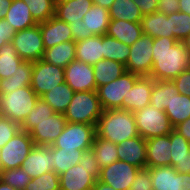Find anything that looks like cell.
I'll return each instance as SVG.
<instances>
[{"mask_svg": "<svg viewBox=\"0 0 190 190\" xmlns=\"http://www.w3.org/2000/svg\"><path fill=\"white\" fill-rule=\"evenodd\" d=\"M153 67L150 76L154 80H173L184 70L190 69V51L174 38H153Z\"/></svg>", "mask_w": 190, "mask_h": 190, "instance_id": "obj_1", "label": "cell"}, {"mask_svg": "<svg viewBox=\"0 0 190 190\" xmlns=\"http://www.w3.org/2000/svg\"><path fill=\"white\" fill-rule=\"evenodd\" d=\"M96 135L114 144L138 136L134 113L123 109L103 110Z\"/></svg>", "mask_w": 190, "mask_h": 190, "instance_id": "obj_2", "label": "cell"}, {"mask_svg": "<svg viewBox=\"0 0 190 190\" xmlns=\"http://www.w3.org/2000/svg\"><path fill=\"white\" fill-rule=\"evenodd\" d=\"M99 175L100 168L91 148L84 151L77 165L59 175L60 190H92Z\"/></svg>", "mask_w": 190, "mask_h": 190, "instance_id": "obj_3", "label": "cell"}, {"mask_svg": "<svg viewBox=\"0 0 190 190\" xmlns=\"http://www.w3.org/2000/svg\"><path fill=\"white\" fill-rule=\"evenodd\" d=\"M103 108L98 98L97 91H79L68 105L64 116L69 123H82L97 125L102 115Z\"/></svg>", "mask_w": 190, "mask_h": 190, "instance_id": "obj_4", "label": "cell"}, {"mask_svg": "<svg viewBox=\"0 0 190 190\" xmlns=\"http://www.w3.org/2000/svg\"><path fill=\"white\" fill-rule=\"evenodd\" d=\"M38 99L31 86L15 89L11 93H0V116L21 125Z\"/></svg>", "mask_w": 190, "mask_h": 190, "instance_id": "obj_5", "label": "cell"}, {"mask_svg": "<svg viewBox=\"0 0 190 190\" xmlns=\"http://www.w3.org/2000/svg\"><path fill=\"white\" fill-rule=\"evenodd\" d=\"M134 116L138 135L145 140L168 135L174 129L165 111L157 110L151 104L135 111Z\"/></svg>", "mask_w": 190, "mask_h": 190, "instance_id": "obj_6", "label": "cell"}, {"mask_svg": "<svg viewBox=\"0 0 190 190\" xmlns=\"http://www.w3.org/2000/svg\"><path fill=\"white\" fill-rule=\"evenodd\" d=\"M140 76L129 71L124 72L119 78L97 88L103 110L122 109V102L127 98L130 89L133 88Z\"/></svg>", "mask_w": 190, "mask_h": 190, "instance_id": "obj_7", "label": "cell"}, {"mask_svg": "<svg viewBox=\"0 0 190 190\" xmlns=\"http://www.w3.org/2000/svg\"><path fill=\"white\" fill-rule=\"evenodd\" d=\"M95 136V125L67 122L62 133L51 145V148H74L86 151L92 148Z\"/></svg>", "mask_w": 190, "mask_h": 190, "instance_id": "obj_8", "label": "cell"}, {"mask_svg": "<svg viewBox=\"0 0 190 190\" xmlns=\"http://www.w3.org/2000/svg\"><path fill=\"white\" fill-rule=\"evenodd\" d=\"M11 43L18 56L24 61L36 62L44 56L45 48L39 23L27 29L16 31Z\"/></svg>", "mask_w": 190, "mask_h": 190, "instance_id": "obj_9", "label": "cell"}, {"mask_svg": "<svg viewBox=\"0 0 190 190\" xmlns=\"http://www.w3.org/2000/svg\"><path fill=\"white\" fill-rule=\"evenodd\" d=\"M34 145L29 132L20 130L0 149V170L20 167Z\"/></svg>", "mask_w": 190, "mask_h": 190, "instance_id": "obj_10", "label": "cell"}, {"mask_svg": "<svg viewBox=\"0 0 190 190\" xmlns=\"http://www.w3.org/2000/svg\"><path fill=\"white\" fill-rule=\"evenodd\" d=\"M64 82V68L46 63L42 59L32 62L30 86L39 97Z\"/></svg>", "mask_w": 190, "mask_h": 190, "instance_id": "obj_11", "label": "cell"}, {"mask_svg": "<svg viewBox=\"0 0 190 190\" xmlns=\"http://www.w3.org/2000/svg\"><path fill=\"white\" fill-rule=\"evenodd\" d=\"M153 38L142 36L130 46V54L125 65L126 71L139 76H150L153 67Z\"/></svg>", "mask_w": 190, "mask_h": 190, "instance_id": "obj_12", "label": "cell"}, {"mask_svg": "<svg viewBox=\"0 0 190 190\" xmlns=\"http://www.w3.org/2000/svg\"><path fill=\"white\" fill-rule=\"evenodd\" d=\"M140 169L124 160H117L100 169L99 181L112 186L116 190H129Z\"/></svg>", "mask_w": 190, "mask_h": 190, "instance_id": "obj_13", "label": "cell"}, {"mask_svg": "<svg viewBox=\"0 0 190 190\" xmlns=\"http://www.w3.org/2000/svg\"><path fill=\"white\" fill-rule=\"evenodd\" d=\"M64 79L74 92L96 90L93 65L77 59L64 68Z\"/></svg>", "mask_w": 190, "mask_h": 190, "instance_id": "obj_14", "label": "cell"}, {"mask_svg": "<svg viewBox=\"0 0 190 190\" xmlns=\"http://www.w3.org/2000/svg\"><path fill=\"white\" fill-rule=\"evenodd\" d=\"M67 120L64 113H54L43 121L37 122L36 126L29 131L35 145L51 146L62 133Z\"/></svg>", "mask_w": 190, "mask_h": 190, "instance_id": "obj_15", "label": "cell"}, {"mask_svg": "<svg viewBox=\"0 0 190 190\" xmlns=\"http://www.w3.org/2000/svg\"><path fill=\"white\" fill-rule=\"evenodd\" d=\"M148 169L152 178L153 190H187L185 187L189 186V173H179L171 166Z\"/></svg>", "mask_w": 190, "mask_h": 190, "instance_id": "obj_16", "label": "cell"}, {"mask_svg": "<svg viewBox=\"0 0 190 190\" xmlns=\"http://www.w3.org/2000/svg\"><path fill=\"white\" fill-rule=\"evenodd\" d=\"M119 160H124L139 169L146 168L147 147L146 140L140 135L116 144Z\"/></svg>", "mask_w": 190, "mask_h": 190, "instance_id": "obj_17", "label": "cell"}, {"mask_svg": "<svg viewBox=\"0 0 190 190\" xmlns=\"http://www.w3.org/2000/svg\"><path fill=\"white\" fill-rule=\"evenodd\" d=\"M53 163L51 146L34 145L20 167L34 178L53 171Z\"/></svg>", "mask_w": 190, "mask_h": 190, "instance_id": "obj_18", "label": "cell"}, {"mask_svg": "<svg viewBox=\"0 0 190 190\" xmlns=\"http://www.w3.org/2000/svg\"><path fill=\"white\" fill-rule=\"evenodd\" d=\"M153 84L154 79L151 76H140L130 89L127 98L123 99L122 109L134 113L149 105Z\"/></svg>", "mask_w": 190, "mask_h": 190, "instance_id": "obj_19", "label": "cell"}, {"mask_svg": "<svg viewBox=\"0 0 190 190\" xmlns=\"http://www.w3.org/2000/svg\"><path fill=\"white\" fill-rule=\"evenodd\" d=\"M39 26L45 49L51 48L61 42L73 41L69 24L60 20L55 15L47 21L40 22Z\"/></svg>", "mask_w": 190, "mask_h": 190, "instance_id": "obj_20", "label": "cell"}, {"mask_svg": "<svg viewBox=\"0 0 190 190\" xmlns=\"http://www.w3.org/2000/svg\"><path fill=\"white\" fill-rule=\"evenodd\" d=\"M146 147V168L170 166L171 140L169 134L146 140Z\"/></svg>", "mask_w": 190, "mask_h": 190, "instance_id": "obj_21", "label": "cell"}, {"mask_svg": "<svg viewBox=\"0 0 190 190\" xmlns=\"http://www.w3.org/2000/svg\"><path fill=\"white\" fill-rule=\"evenodd\" d=\"M141 22L110 19L106 35L113 37L129 46L142 36Z\"/></svg>", "mask_w": 190, "mask_h": 190, "instance_id": "obj_22", "label": "cell"}, {"mask_svg": "<svg viewBox=\"0 0 190 190\" xmlns=\"http://www.w3.org/2000/svg\"><path fill=\"white\" fill-rule=\"evenodd\" d=\"M76 43V59L90 65L104 59L103 35H93Z\"/></svg>", "mask_w": 190, "mask_h": 190, "instance_id": "obj_23", "label": "cell"}, {"mask_svg": "<svg viewBox=\"0 0 190 190\" xmlns=\"http://www.w3.org/2000/svg\"><path fill=\"white\" fill-rule=\"evenodd\" d=\"M82 21L84 22L87 38L93 35H106L110 23L108 9L93 4L89 11L84 14Z\"/></svg>", "mask_w": 190, "mask_h": 190, "instance_id": "obj_24", "label": "cell"}, {"mask_svg": "<svg viewBox=\"0 0 190 190\" xmlns=\"http://www.w3.org/2000/svg\"><path fill=\"white\" fill-rule=\"evenodd\" d=\"M92 5V0H70L56 6L55 16L68 24L77 23Z\"/></svg>", "mask_w": 190, "mask_h": 190, "instance_id": "obj_25", "label": "cell"}, {"mask_svg": "<svg viewBox=\"0 0 190 190\" xmlns=\"http://www.w3.org/2000/svg\"><path fill=\"white\" fill-rule=\"evenodd\" d=\"M141 27L143 34L152 38H173V33H170L169 18L165 14L154 12L148 15H143Z\"/></svg>", "mask_w": 190, "mask_h": 190, "instance_id": "obj_26", "label": "cell"}, {"mask_svg": "<svg viewBox=\"0 0 190 190\" xmlns=\"http://www.w3.org/2000/svg\"><path fill=\"white\" fill-rule=\"evenodd\" d=\"M76 43L74 41L61 42L51 48L45 49L42 60L46 63L65 68L76 59Z\"/></svg>", "mask_w": 190, "mask_h": 190, "instance_id": "obj_27", "label": "cell"}, {"mask_svg": "<svg viewBox=\"0 0 190 190\" xmlns=\"http://www.w3.org/2000/svg\"><path fill=\"white\" fill-rule=\"evenodd\" d=\"M96 90L99 86L110 83L126 72L125 65L121 62L102 59L93 65Z\"/></svg>", "mask_w": 190, "mask_h": 190, "instance_id": "obj_28", "label": "cell"}, {"mask_svg": "<svg viewBox=\"0 0 190 190\" xmlns=\"http://www.w3.org/2000/svg\"><path fill=\"white\" fill-rule=\"evenodd\" d=\"M5 19L14 27L15 31H21L38 24L31 15L28 5L22 0H13Z\"/></svg>", "mask_w": 190, "mask_h": 190, "instance_id": "obj_29", "label": "cell"}, {"mask_svg": "<svg viewBox=\"0 0 190 190\" xmlns=\"http://www.w3.org/2000/svg\"><path fill=\"white\" fill-rule=\"evenodd\" d=\"M74 93V90L64 82L55 86L54 89L49 90L40 98L48 103L55 112L64 113L70 104Z\"/></svg>", "mask_w": 190, "mask_h": 190, "instance_id": "obj_30", "label": "cell"}, {"mask_svg": "<svg viewBox=\"0 0 190 190\" xmlns=\"http://www.w3.org/2000/svg\"><path fill=\"white\" fill-rule=\"evenodd\" d=\"M32 62L23 61L9 78L0 80V93H11L15 89L31 85Z\"/></svg>", "mask_w": 190, "mask_h": 190, "instance_id": "obj_31", "label": "cell"}, {"mask_svg": "<svg viewBox=\"0 0 190 190\" xmlns=\"http://www.w3.org/2000/svg\"><path fill=\"white\" fill-rule=\"evenodd\" d=\"M84 154V150L51 148L53 171L61 175L73 165H77Z\"/></svg>", "mask_w": 190, "mask_h": 190, "instance_id": "obj_32", "label": "cell"}, {"mask_svg": "<svg viewBox=\"0 0 190 190\" xmlns=\"http://www.w3.org/2000/svg\"><path fill=\"white\" fill-rule=\"evenodd\" d=\"M174 94H178L172 80H154L150 104L160 111H165Z\"/></svg>", "mask_w": 190, "mask_h": 190, "instance_id": "obj_33", "label": "cell"}, {"mask_svg": "<svg viewBox=\"0 0 190 190\" xmlns=\"http://www.w3.org/2000/svg\"><path fill=\"white\" fill-rule=\"evenodd\" d=\"M110 19L141 22L142 12L133 0H114L108 9Z\"/></svg>", "mask_w": 190, "mask_h": 190, "instance_id": "obj_34", "label": "cell"}, {"mask_svg": "<svg viewBox=\"0 0 190 190\" xmlns=\"http://www.w3.org/2000/svg\"><path fill=\"white\" fill-rule=\"evenodd\" d=\"M165 113L171 125L175 128L190 117V97L180 93H173L172 100L166 107Z\"/></svg>", "mask_w": 190, "mask_h": 190, "instance_id": "obj_35", "label": "cell"}, {"mask_svg": "<svg viewBox=\"0 0 190 190\" xmlns=\"http://www.w3.org/2000/svg\"><path fill=\"white\" fill-rule=\"evenodd\" d=\"M23 61L12 43L2 45L0 47V80L13 76Z\"/></svg>", "mask_w": 190, "mask_h": 190, "instance_id": "obj_36", "label": "cell"}, {"mask_svg": "<svg viewBox=\"0 0 190 190\" xmlns=\"http://www.w3.org/2000/svg\"><path fill=\"white\" fill-rule=\"evenodd\" d=\"M92 150L94 151L100 169L119 160L116 144L100 138L97 135L92 144Z\"/></svg>", "mask_w": 190, "mask_h": 190, "instance_id": "obj_37", "label": "cell"}, {"mask_svg": "<svg viewBox=\"0 0 190 190\" xmlns=\"http://www.w3.org/2000/svg\"><path fill=\"white\" fill-rule=\"evenodd\" d=\"M104 59L114 60L127 64L130 46L108 35H103Z\"/></svg>", "mask_w": 190, "mask_h": 190, "instance_id": "obj_38", "label": "cell"}, {"mask_svg": "<svg viewBox=\"0 0 190 190\" xmlns=\"http://www.w3.org/2000/svg\"><path fill=\"white\" fill-rule=\"evenodd\" d=\"M54 113L56 112L51 108V106L39 97L35 106L20 125L21 130L29 132L36 126L37 122L48 119V117L54 115Z\"/></svg>", "mask_w": 190, "mask_h": 190, "instance_id": "obj_39", "label": "cell"}, {"mask_svg": "<svg viewBox=\"0 0 190 190\" xmlns=\"http://www.w3.org/2000/svg\"><path fill=\"white\" fill-rule=\"evenodd\" d=\"M169 18L170 33L173 38L181 42L190 35V15L187 13L176 12L167 15Z\"/></svg>", "mask_w": 190, "mask_h": 190, "instance_id": "obj_40", "label": "cell"}, {"mask_svg": "<svg viewBox=\"0 0 190 190\" xmlns=\"http://www.w3.org/2000/svg\"><path fill=\"white\" fill-rule=\"evenodd\" d=\"M31 12L32 17L37 23L49 20L55 15V5L53 0H22Z\"/></svg>", "mask_w": 190, "mask_h": 190, "instance_id": "obj_41", "label": "cell"}, {"mask_svg": "<svg viewBox=\"0 0 190 190\" xmlns=\"http://www.w3.org/2000/svg\"><path fill=\"white\" fill-rule=\"evenodd\" d=\"M31 179L28 173L21 167L0 170V180L16 190H25Z\"/></svg>", "mask_w": 190, "mask_h": 190, "instance_id": "obj_42", "label": "cell"}, {"mask_svg": "<svg viewBox=\"0 0 190 190\" xmlns=\"http://www.w3.org/2000/svg\"><path fill=\"white\" fill-rule=\"evenodd\" d=\"M25 190H60V178L54 171L34 177Z\"/></svg>", "mask_w": 190, "mask_h": 190, "instance_id": "obj_43", "label": "cell"}, {"mask_svg": "<svg viewBox=\"0 0 190 190\" xmlns=\"http://www.w3.org/2000/svg\"><path fill=\"white\" fill-rule=\"evenodd\" d=\"M171 140V159L182 160L190 151V142L186 140L180 133L173 129L170 133Z\"/></svg>", "mask_w": 190, "mask_h": 190, "instance_id": "obj_44", "label": "cell"}, {"mask_svg": "<svg viewBox=\"0 0 190 190\" xmlns=\"http://www.w3.org/2000/svg\"><path fill=\"white\" fill-rule=\"evenodd\" d=\"M20 130L21 127L18 123L0 116V149Z\"/></svg>", "mask_w": 190, "mask_h": 190, "instance_id": "obj_45", "label": "cell"}, {"mask_svg": "<svg viewBox=\"0 0 190 190\" xmlns=\"http://www.w3.org/2000/svg\"><path fill=\"white\" fill-rule=\"evenodd\" d=\"M129 190H153L152 178L148 168L140 169Z\"/></svg>", "mask_w": 190, "mask_h": 190, "instance_id": "obj_46", "label": "cell"}, {"mask_svg": "<svg viewBox=\"0 0 190 190\" xmlns=\"http://www.w3.org/2000/svg\"><path fill=\"white\" fill-rule=\"evenodd\" d=\"M172 81L180 94L190 97V69L184 70Z\"/></svg>", "mask_w": 190, "mask_h": 190, "instance_id": "obj_47", "label": "cell"}, {"mask_svg": "<svg viewBox=\"0 0 190 190\" xmlns=\"http://www.w3.org/2000/svg\"><path fill=\"white\" fill-rule=\"evenodd\" d=\"M16 31L12 25L6 20H0V47L6 43H11Z\"/></svg>", "mask_w": 190, "mask_h": 190, "instance_id": "obj_48", "label": "cell"}, {"mask_svg": "<svg viewBox=\"0 0 190 190\" xmlns=\"http://www.w3.org/2000/svg\"><path fill=\"white\" fill-rule=\"evenodd\" d=\"M179 0H159L157 12L165 15L179 12Z\"/></svg>", "mask_w": 190, "mask_h": 190, "instance_id": "obj_49", "label": "cell"}, {"mask_svg": "<svg viewBox=\"0 0 190 190\" xmlns=\"http://www.w3.org/2000/svg\"><path fill=\"white\" fill-rule=\"evenodd\" d=\"M142 12V15H148L158 10L159 0H133Z\"/></svg>", "mask_w": 190, "mask_h": 190, "instance_id": "obj_50", "label": "cell"}, {"mask_svg": "<svg viewBox=\"0 0 190 190\" xmlns=\"http://www.w3.org/2000/svg\"><path fill=\"white\" fill-rule=\"evenodd\" d=\"M69 27L71 29L74 42H79L87 38V34H85V27L83 21H79L77 23H70Z\"/></svg>", "mask_w": 190, "mask_h": 190, "instance_id": "obj_51", "label": "cell"}, {"mask_svg": "<svg viewBox=\"0 0 190 190\" xmlns=\"http://www.w3.org/2000/svg\"><path fill=\"white\" fill-rule=\"evenodd\" d=\"M170 166L179 173L190 174V151L182 160H170Z\"/></svg>", "mask_w": 190, "mask_h": 190, "instance_id": "obj_52", "label": "cell"}, {"mask_svg": "<svg viewBox=\"0 0 190 190\" xmlns=\"http://www.w3.org/2000/svg\"><path fill=\"white\" fill-rule=\"evenodd\" d=\"M174 129L190 142V117L178 124Z\"/></svg>", "mask_w": 190, "mask_h": 190, "instance_id": "obj_53", "label": "cell"}, {"mask_svg": "<svg viewBox=\"0 0 190 190\" xmlns=\"http://www.w3.org/2000/svg\"><path fill=\"white\" fill-rule=\"evenodd\" d=\"M13 0H0V20L5 19Z\"/></svg>", "mask_w": 190, "mask_h": 190, "instance_id": "obj_54", "label": "cell"}, {"mask_svg": "<svg viewBox=\"0 0 190 190\" xmlns=\"http://www.w3.org/2000/svg\"><path fill=\"white\" fill-rule=\"evenodd\" d=\"M179 12L190 15V0H179Z\"/></svg>", "mask_w": 190, "mask_h": 190, "instance_id": "obj_55", "label": "cell"}, {"mask_svg": "<svg viewBox=\"0 0 190 190\" xmlns=\"http://www.w3.org/2000/svg\"><path fill=\"white\" fill-rule=\"evenodd\" d=\"M92 190H116L112 186L107 185L99 180L96 181Z\"/></svg>", "mask_w": 190, "mask_h": 190, "instance_id": "obj_56", "label": "cell"}, {"mask_svg": "<svg viewBox=\"0 0 190 190\" xmlns=\"http://www.w3.org/2000/svg\"><path fill=\"white\" fill-rule=\"evenodd\" d=\"M92 2L93 4L109 9L114 0H92Z\"/></svg>", "mask_w": 190, "mask_h": 190, "instance_id": "obj_57", "label": "cell"}, {"mask_svg": "<svg viewBox=\"0 0 190 190\" xmlns=\"http://www.w3.org/2000/svg\"><path fill=\"white\" fill-rule=\"evenodd\" d=\"M181 42L187 48V50L190 51V35L184 38Z\"/></svg>", "mask_w": 190, "mask_h": 190, "instance_id": "obj_58", "label": "cell"}, {"mask_svg": "<svg viewBox=\"0 0 190 190\" xmlns=\"http://www.w3.org/2000/svg\"><path fill=\"white\" fill-rule=\"evenodd\" d=\"M0 190H16L8 184H5L0 180Z\"/></svg>", "mask_w": 190, "mask_h": 190, "instance_id": "obj_59", "label": "cell"}, {"mask_svg": "<svg viewBox=\"0 0 190 190\" xmlns=\"http://www.w3.org/2000/svg\"><path fill=\"white\" fill-rule=\"evenodd\" d=\"M68 1H70V0H53L55 7H56L57 5H59V4H62V3H64V2H68Z\"/></svg>", "mask_w": 190, "mask_h": 190, "instance_id": "obj_60", "label": "cell"}, {"mask_svg": "<svg viewBox=\"0 0 190 190\" xmlns=\"http://www.w3.org/2000/svg\"><path fill=\"white\" fill-rule=\"evenodd\" d=\"M187 190H190V183H189V186H186L185 187Z\"/></svg>", "mask_w": 190, "mask_h": 190, "instance_id": "obj_61", "label": "cell"}]
</instances>
